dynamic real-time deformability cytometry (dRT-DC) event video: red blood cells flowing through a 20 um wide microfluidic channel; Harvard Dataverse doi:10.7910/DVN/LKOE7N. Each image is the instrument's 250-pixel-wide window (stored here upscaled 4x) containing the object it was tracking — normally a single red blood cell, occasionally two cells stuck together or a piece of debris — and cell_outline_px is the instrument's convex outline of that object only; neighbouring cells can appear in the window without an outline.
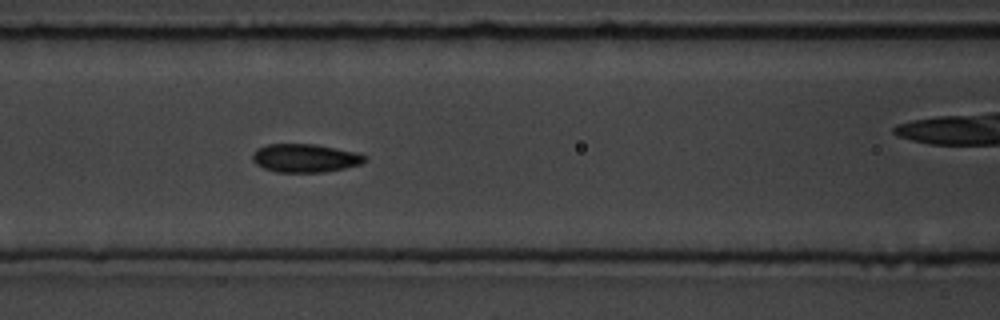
{"species": "common noctule bat (a hibernating species)", "species_latin": "Nyctalus noctula", "temperature_condition": "room temperature", "stored_images_in_passage": 8, "camera_frame_rate_fps": 3000, "um_per_image_px": 0.085, "animal": {"sex": "male", "body_mass_g": 19.5, "forearm_length_mm": 54.6}, "frame": {"image": 1, "passage_image": 7, "time_ms": 7.0, "image_size_px": [1000, 320], "cell_outline_px": [[368, 160], [360, 164], [344, 168], [324, 172], [276, 172], [264, 168], [256, 164], [252, 160], [252, 152], [256, 148], [268, 144], [316, 144], [356, 152], [368, 156]], "centroid_in_image_um": [25.93, 13.43], "position_along_channel_um": 140.7, "area_um2": 18.73}}